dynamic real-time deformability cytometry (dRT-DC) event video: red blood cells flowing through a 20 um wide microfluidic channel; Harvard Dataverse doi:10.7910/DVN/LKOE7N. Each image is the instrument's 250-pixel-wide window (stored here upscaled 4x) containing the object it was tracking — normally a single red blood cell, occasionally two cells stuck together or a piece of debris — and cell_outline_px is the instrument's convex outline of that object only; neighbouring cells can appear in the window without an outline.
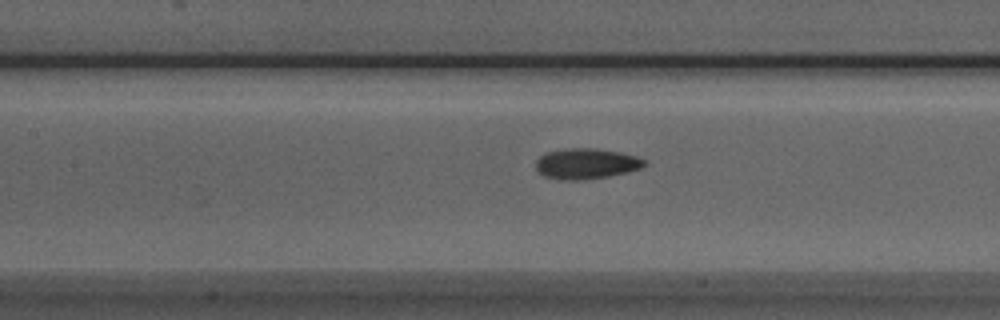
{"species": "Egyptian fruit bat (a non-hibernating species)", "species_latin": "Rousettus aegyptiacus", "temperature_condition": "room temperature", "stored_images_in_passage": 27, "camera_frame_rate_fps": 3000, "um_per_image_px": 0.085, "animal": {"sex": "male"}, "frame": {"image": 1, "passage_image": 15, "time_ms": 4.667, "image_size_px": [1000, 320], "cell_outline_px": [[648, 164], [640, 168], [608, 176], [584, 180], [564, 180], [544, 176], [536, 168], [536, 160], [540, 156], [548, 152], [564, 148], [596, 148], [636, 156], [648, 160]], "centroid_in_image_um": [49.83, 13.91], "position_along_channel_um": 157.6, "area_um2": 19.25}}
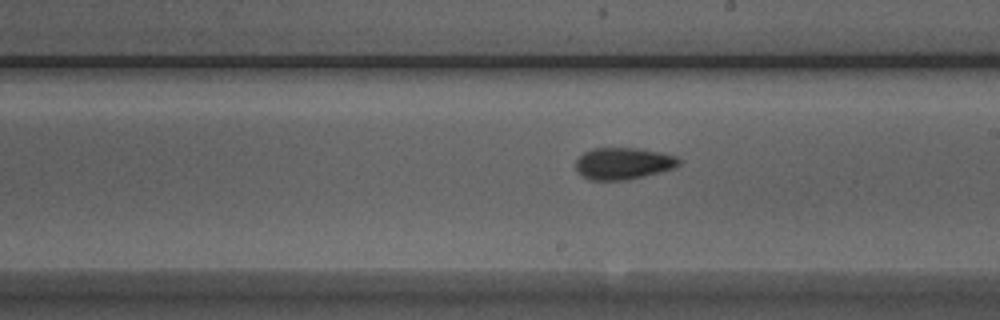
{"frame": {"image": 2, "passage_image": 21, "time_ms": 6.667, "image_size_px": [1000, 320], "cell_outline_px": [[680, 164], [672, 168], [660, 172], [628, 180], [588, 180], [576, 168], [576, 160], [584, 152], [592, 148], [636, 148], [660, 152], [676, 156], [680, 160]], "centroid_in_image_um": [52.97, 13.89], "position_along_channel_um": 236.0, "area_um2": 19.02}}
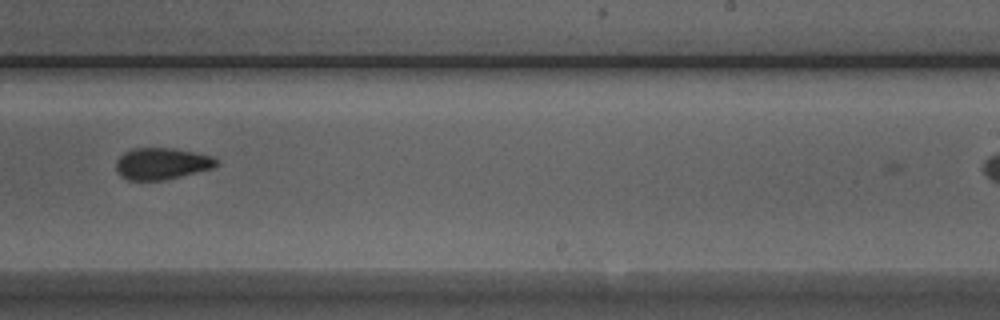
{"frame": {"image": 3, "passage_image": 24, "time_ms": 7.667, "image_size_px": [1000, 320], "cell_outline_px": [[220, 164], [212, 168], [164, 180], [128, 180], [120, 176], [116, 168], [116, 160], [124, 152], [132, 148], [172, 148], [212, 156], [220, 160]], "centroid_in_image_um": [13.74, 13.9], "position_along_channel_um": 275.3, "area_um2": 18.5}}